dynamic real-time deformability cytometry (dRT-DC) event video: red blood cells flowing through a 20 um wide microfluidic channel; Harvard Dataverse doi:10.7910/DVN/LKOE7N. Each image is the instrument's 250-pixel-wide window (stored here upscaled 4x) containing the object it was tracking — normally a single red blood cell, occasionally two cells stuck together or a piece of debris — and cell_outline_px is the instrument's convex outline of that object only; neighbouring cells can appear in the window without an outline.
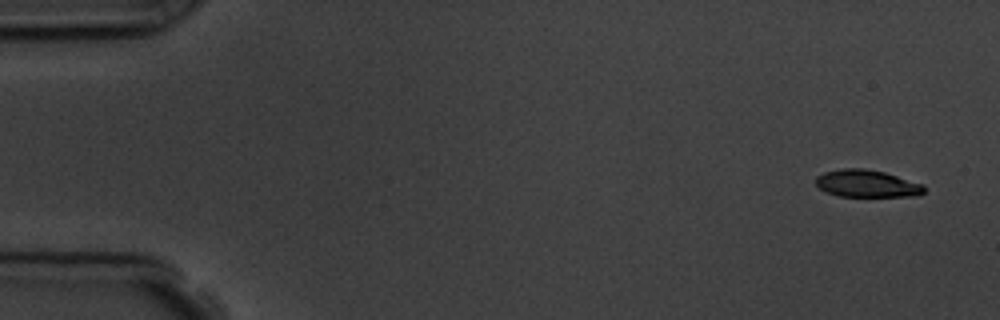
{"species": "common noctule bat (a hibernating species)", "species_latin": "Nyctalus noctula", "temperature_condition": "room temperature", "stored_images_in_passage": 4, "camera_frame_rate_fps": 3000, "um_per_image_px": 0.085, "animal": {"sex": "male", "body_mass_g": 19.5, "forearm_length_mm": 54.6}, "frame": {"image": 1, "passage_image": 1, "time_ms": 0.0, "image_size_px": [1000, 320], "cell_outline_px": [[924, 192], [920, 196], [840, 196], [824, 192], [816, 184], [816, 176], [824, 172], [840, 168], [864, 168], [884, 172], [924, 184]], "centroid_in_image_um": [73.68, 15.6], "position_along_channel_um": 11.3, "area_um2": 17.34}}